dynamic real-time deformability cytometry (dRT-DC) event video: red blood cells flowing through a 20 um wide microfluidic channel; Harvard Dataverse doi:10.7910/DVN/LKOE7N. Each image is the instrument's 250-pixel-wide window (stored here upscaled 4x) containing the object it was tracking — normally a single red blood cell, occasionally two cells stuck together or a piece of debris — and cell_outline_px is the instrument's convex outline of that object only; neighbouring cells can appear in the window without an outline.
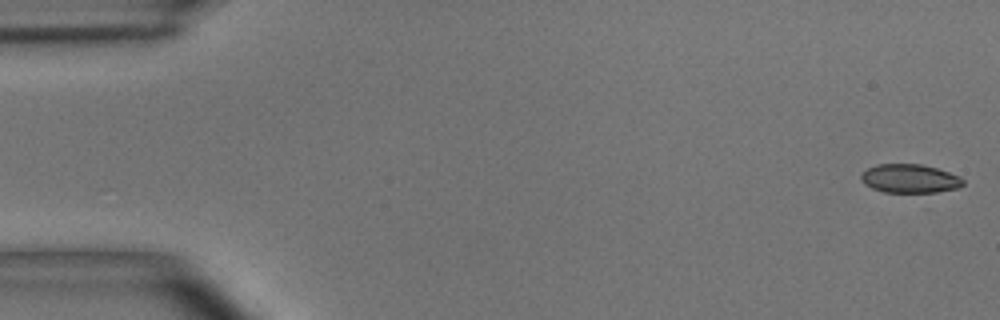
{"species": "common noctule bat (a hibernating species)", "species_latin": "Nyctalus noctula", "temperature_condition": "room temperature", "stored_images_in_passage": 55, "camera_frame_rate_fps": 3000, "um_per_image_px": 0.085, "animal": {"sex": "male", "body_mass_g": 15.6}, "frame": {"image": 1, "passage_image": 1, "time_ms": 0.0, "image_size_px": [1000, 320], "cell_outline_px": [[964, 184], [960, 188], [936, 192], [884, 192], [872, 188], [864, 184], [860, 176], [868, 168], [876, 164], [920, 164], [936, 168], [960, 176], [964, 180]], "centroid_in_image_um": [77.35, 15.18], "position_along_channel_um": 7.6, "area_um2": 17.05}}
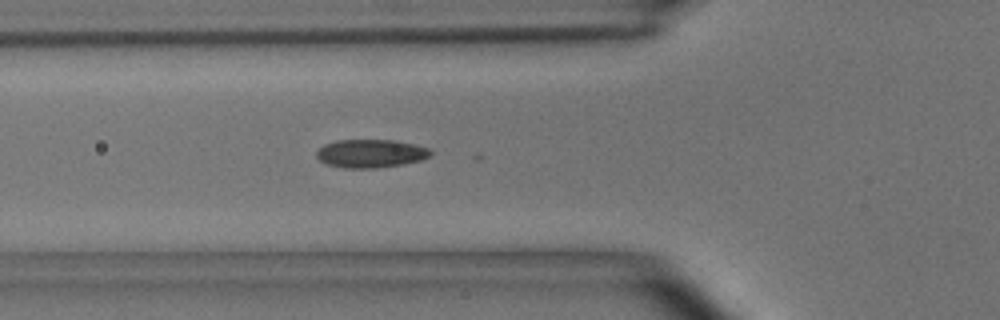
{"frame": {"image": 2, "passage_image": 19, "time_ms": 6.0, "image_size_px": [1000, 320], "cell_outline_px": [[432, 156], [420, 160], [404, 164], [376, 168], [344, 168], [324, 164], [316, 156], [316, 152], [324, 144], [336, 140], [392, 140], [412, 144], [428, 148], [432, 152]], "centroid_in_image_um": [31.49, 13.05], "position_along_channel_um": 94.3, "area_um2": 18.84}}
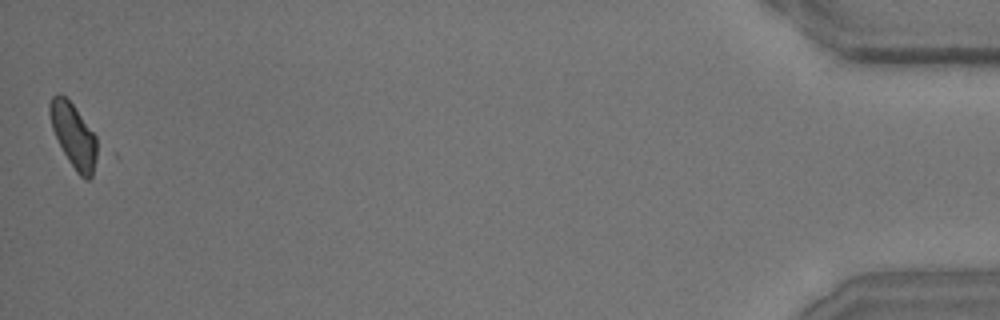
{"frame": {"image": 3, "passage_image": 54, "time_ms": 17.667, "image_size_px": [1000, 320], "cell_outline_px": [[104, 156], [92, 176], [88, 180], [84, 180], [76, 172], [68, 160], [52, 128], [48, 112], [48, 104], [52, 96], [60, 92], [72, 104], [96, 136], [104, 152]], "centroid_in_image_um": [6.37, 11.63], "position_along_channel_um": 428.8, "area_um2": 18.67}}